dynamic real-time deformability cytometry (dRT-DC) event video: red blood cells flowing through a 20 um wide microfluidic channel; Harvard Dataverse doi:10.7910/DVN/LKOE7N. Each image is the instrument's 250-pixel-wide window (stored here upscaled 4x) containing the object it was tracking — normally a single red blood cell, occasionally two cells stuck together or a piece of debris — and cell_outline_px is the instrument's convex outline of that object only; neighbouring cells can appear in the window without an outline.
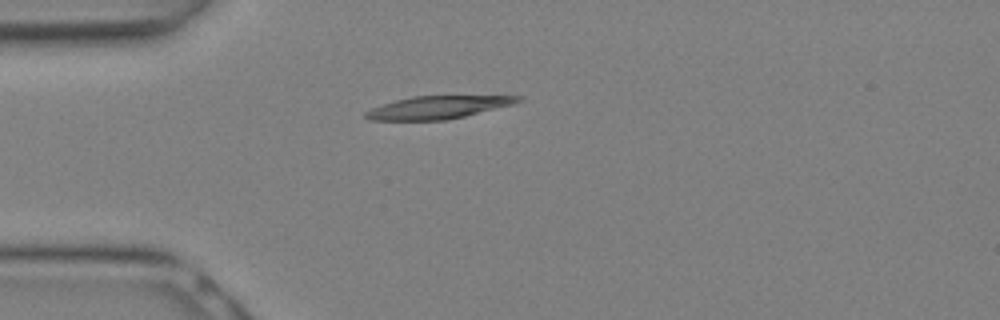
{"species": "Egyptian fruit bat (a non-hibernating species)", "species_latin": "Rousettus aegyptiacus", "temperature_condition": "warm", "stored_images_in_passage": 7, "camera_frame_rate_fps": 3000, "um_per_image_px": 0.085, "animal": {"sex": "female"}, "frame": {"image": 1, "passage_image": 1, "time_ms": 0.0, "image_size_px": [1000, 320], "cell_outline_px": [[524, 100], [516, 104], [464, 116], [444, 120], [372, 120], [364, 116], [364, 112], [372, 108], [396, 100], [412, 96], [524, 96]], "centroid_in_image_um": [37.28, 9.12], "position_along_channel_um": 47.7, "area_um2": 20.11}}
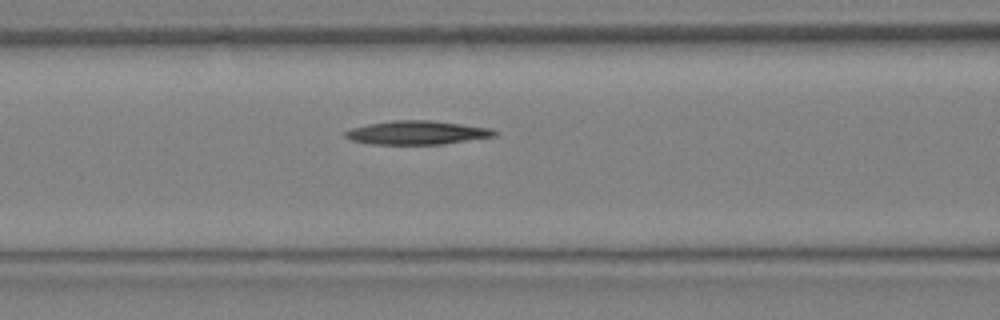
{"frame": {"image": 2, "passage_image": 5, "time_ms": 1.333, "image_size_px": [1000, 320], "cell_outline_px": [[500, 132], [496, 136], [444, 144], [368, 144], [352, 140], [344, 136], [344, 132], [352, 128], [368, 124], [392, 120], [428, 120], [492, 128]], "centroid_in_image_um": [35.47, 11.28], "position_along_channel_um": 131.1, "area_um2": 20.63}}
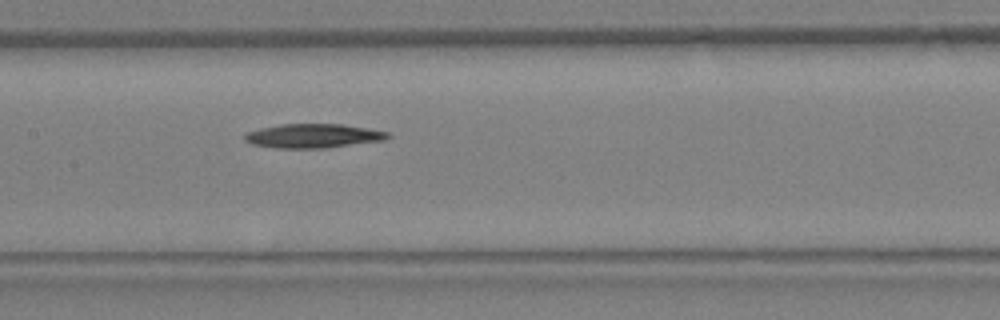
{"frame": {"image": 3, "passage_image": 7, "time_ms": 2.0, "image_size_px": [1000, 320], "cell_outline_px": [[392, 136], [384, 140], [324, 148], [276, 148], [252, 144], [244, 140], [244, 136], [248, 132], [260, 128], [280, 124], [340, 124], [388, 132]], "centroid_in_image_um": [26.59, 11.55], "position_along_channel_um": 180.8, "area_um2": 19.88}}